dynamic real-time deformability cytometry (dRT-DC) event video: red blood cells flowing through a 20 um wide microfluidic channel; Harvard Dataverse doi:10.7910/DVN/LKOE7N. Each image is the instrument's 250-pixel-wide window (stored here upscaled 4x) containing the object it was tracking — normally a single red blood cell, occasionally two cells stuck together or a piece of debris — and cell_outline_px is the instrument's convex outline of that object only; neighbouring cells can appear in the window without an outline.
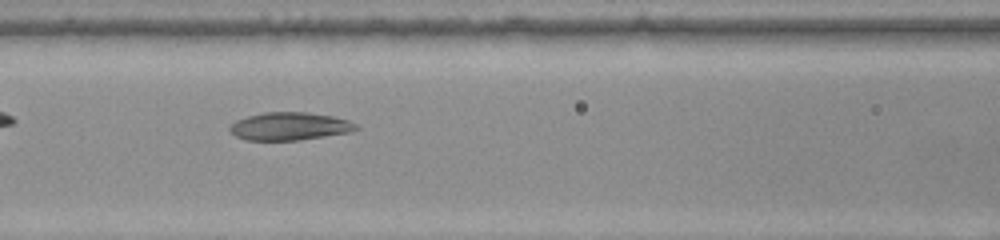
{"species": "common noctule bat (a hibernating species)", "species_latin": "Nyctalus noctula", "temperature_condition": "warm", "stored_images_in_passage": 36, "camera_frame_rate_fps": 3000, "um_per_image_px": 0.085, "animal": {"sex": "female", "body_mass_g": 22.0, "forearm_length_mm": 56.7}, "frame": {"image": 1, "passage_image": 6, "time_ms": 1.667, "image_size_px": [1000, 240], "cell_outline_px": [[360, 128], [348, 132], [324, 136], [296, 140], [248, 140], [236, 136], [228, 128], [236, 120], [248, 116], [264, 112], [308, 112], [332, 116], [348, 120], [356, 124]], "centroid_in_image_um": [24.61, 10.72], "position_along_channel_um": 142.0, "area_um2": 20.29}}
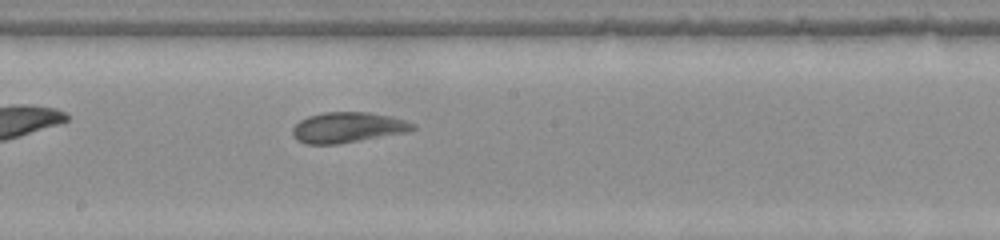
{"frame": {"image": 2, "passage_image": 12, "time_ms": 3.667, "image_size_px": [1000, 240], "cell_outline_px": [[416, 128], [408, 132], [336, 144], [308, 144], [296, 140], [292, 132], [292, 128], [300, 120], [308, 116], [324, 112], [368, 112], [392, 116], [416, 124]], "centroid_in_image_um": [29.56, 10.82], "position_along_channel_um": 218.6, "area_um2": 21.33}}
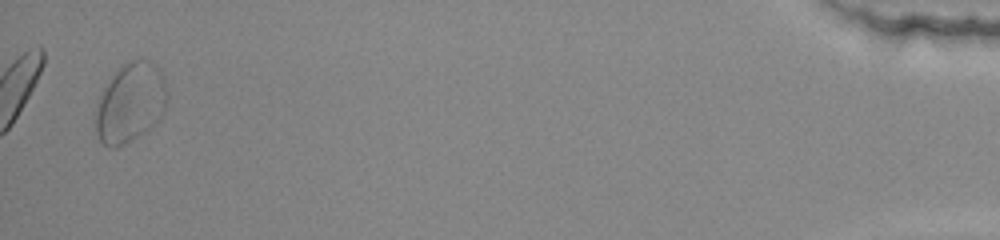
{"frame": {"image": 3, "passage_image": 35, "time_ms": 11.333, "image_size_px": [1000, 240], "cell_outline_px": [[168, 96], [164, 112], [156, 124], [144, 132], [124, 144], [112, 148], [104, 144], [100, 140], [96, 132], [96, 104], [104, 88], [112, 76], [124, 64], [132, 60], [148, 60], [164, 76]], "centroid_in_image_um": [11.1, 8.76], "position_along_channel_um": 424.1, "area_um2": 32.77}}